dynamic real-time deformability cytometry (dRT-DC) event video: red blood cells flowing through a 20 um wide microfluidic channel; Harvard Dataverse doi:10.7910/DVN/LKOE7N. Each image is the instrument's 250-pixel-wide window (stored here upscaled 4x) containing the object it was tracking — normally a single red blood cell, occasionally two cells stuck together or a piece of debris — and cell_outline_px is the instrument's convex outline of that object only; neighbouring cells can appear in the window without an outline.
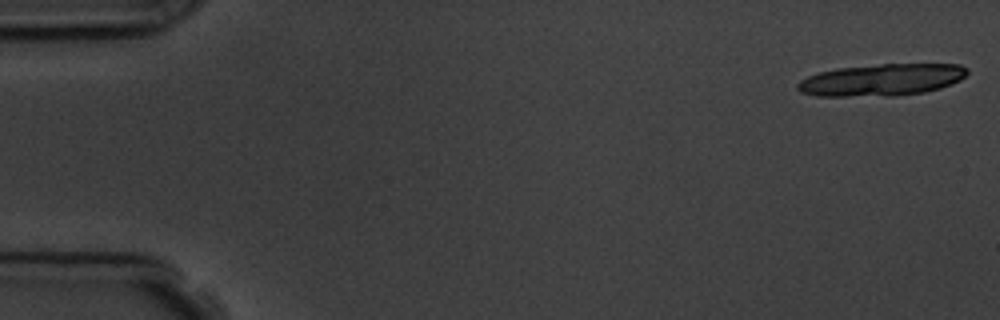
{"species": "common noctule bat (a hibernating species)", "species_latin": "Nyctalus noctula", "temperature_condition": "room temperature", "stored_images_in_passage": 7, "camera_frame_rate_fps": 3000, "um_per_image_px": 0.085, "animal": {"sex": "male", "body_mass_g": 19.5, "forearm_length_mm": 54.6}, "frame": {"image": 1, "passage_image": 1, "time_ms": 0.0, "image_size_px": [1000, 320], "cell_outline_px": [[968, 72], [960, 80], [940, 88], [924, 92], [896, 96], [816, 96], [800, 92], [796, 88], [796, 84], [800, 80], [808, 76], [820, 72], [836, 68], [880, 64], [960, 64], [968, 68]], "centroid_in_image_um": [74.93, 6.79], "position_along_channel_um": 10.1, "area_um2": 31.73}}